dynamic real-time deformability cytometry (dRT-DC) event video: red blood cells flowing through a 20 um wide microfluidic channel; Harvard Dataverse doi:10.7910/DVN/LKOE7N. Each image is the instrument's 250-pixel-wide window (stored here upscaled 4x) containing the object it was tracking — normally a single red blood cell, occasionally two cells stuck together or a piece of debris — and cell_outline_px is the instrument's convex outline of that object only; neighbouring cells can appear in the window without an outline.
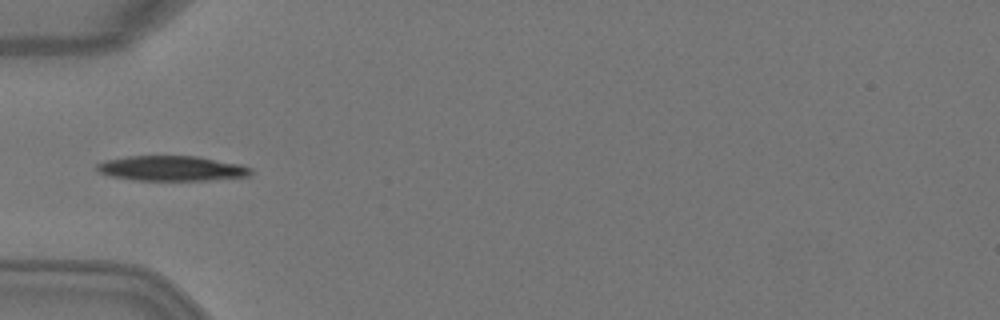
{"species": "Egyptian fruit bat (a non-hibernating species)", "species_latin": "Rousettus aegyptiacus", "temperature_condition": "warm", "stored_images_in_passage": 5, "camera_frame_rate_fps": 3000, "um_per_image_px": 0.085, "animal": {"sex": "female"}, "frame": {"image": 1, "passage_image": 4, "time_ms": 1.0, "image_size_px": [1000, 320], "cell_outline_px": [[252, 176], [208, 180], [132, 180], [108, 176], [100, 172], [96, 168], [96, 164], [104, 160], [128, 156], [196, 156], [240, 164], [252, 168]], "centroid_in_image_um": [14.59, 14.31], "position_along_channel_um": 70.4, "area_um2": 22.6}}
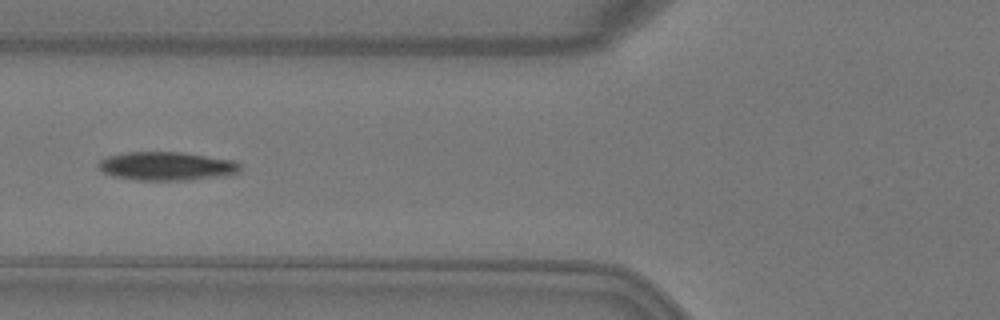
{"frame": {"image": 2, "passage_image": 5, "time_ms": 1.333, "image_size_px": [1000, 320], "cell_outline_px": [[240, 172], [216, 176], [188, 180], [136, 180], [112, 176], [104, 172], [96, 164], [100, 160], [108, 156], [128, 152], [180, 152], [232, 160], [240, 164]], "centroid_in_image_um": [14.11, 14.12], "position_along_channel_um": 111.7, "area_um2": 23.29}}